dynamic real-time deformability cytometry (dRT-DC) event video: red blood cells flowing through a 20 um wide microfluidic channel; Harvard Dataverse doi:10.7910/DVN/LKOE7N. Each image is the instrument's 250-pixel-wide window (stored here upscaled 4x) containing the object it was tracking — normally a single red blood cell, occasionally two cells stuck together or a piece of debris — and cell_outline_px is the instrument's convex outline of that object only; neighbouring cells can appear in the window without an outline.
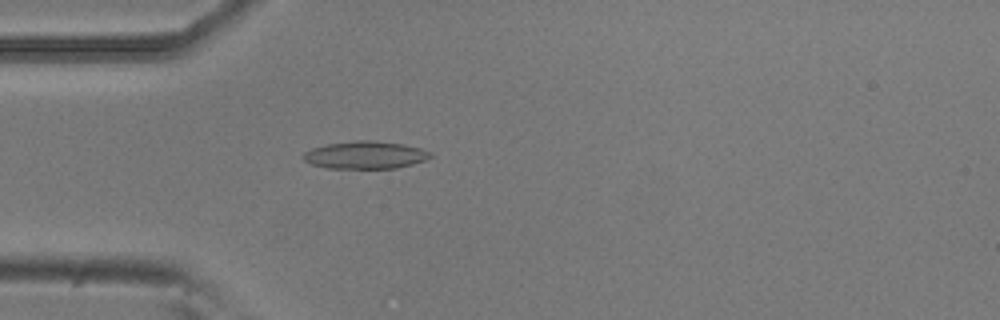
{"species": "common noctule bat (a hibernating species)", "species_latin": "Nyctalus noctula", "temperature_condition": "room temperature", "stored_images_in_passage": 4, "camera_frame_rate_fps": 3000, "um_per_image_px": 0.085, "animal": {"sex": "male", "body_mass_g": 20.5, "forearm_length_mm": 52.5}, "frame": {"image": 1, "passage_image": 4, "time_ms": 1.0, "image_size_px": [1000, 320], "cell_outline_px": [[432, 156], [424, 160], [412, 164], [396, 168], [328, 168], [312, 164], [304, 160], [300, 156], [304, 152], [312, 148], [328, 144], [356, 140], [372, 140], [404, 144], [420, 148], [432, 152]], "centroid_in_image_um": [31.04, 13.17], "position_along_channel_um": 54.0, "area_um2": 20.4}}